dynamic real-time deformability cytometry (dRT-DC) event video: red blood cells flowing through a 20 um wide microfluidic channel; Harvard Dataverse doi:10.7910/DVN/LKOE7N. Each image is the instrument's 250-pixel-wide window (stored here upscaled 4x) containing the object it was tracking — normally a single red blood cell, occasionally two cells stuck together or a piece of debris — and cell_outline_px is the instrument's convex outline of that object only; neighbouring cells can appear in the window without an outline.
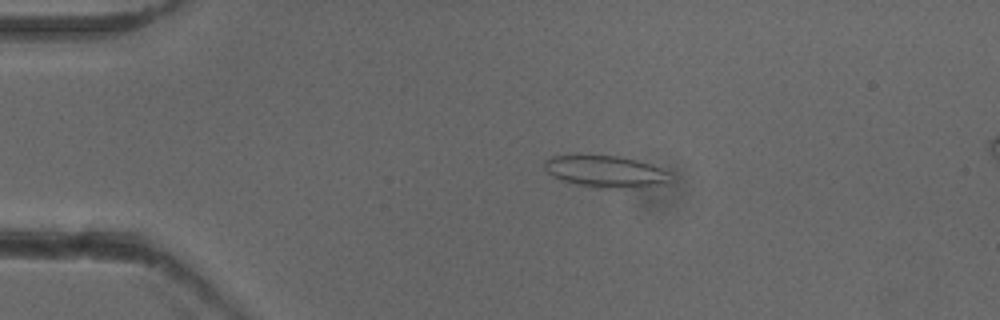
{"species": "common noctule bat (a hibernating species)", "species_latin": "Nyctalus noctula", "temperature_condition": "cold", "stored_images_in_passage": 51, "camera_frame_rate_fps": 3000, "um_per_image_px": 0.085, "animal": {"sex": "female"}, "frame": {"image": 1, "passage_image": 10, "time_ms": 3.0, "image_size_px": [1000, 320], "cell_outline_px": [[668, 184], [644, 188], [596, 188], [576, 184], [560, 180], [552, 176], [544, 168], [544, 160], [552, 156], [616, 156], [636, 160], [652, 164], [668, 172]], "centroid_in_image_um": [51.49, 14.61], "position_along_channel_um": 33.5, "area_um2": 23.35}}
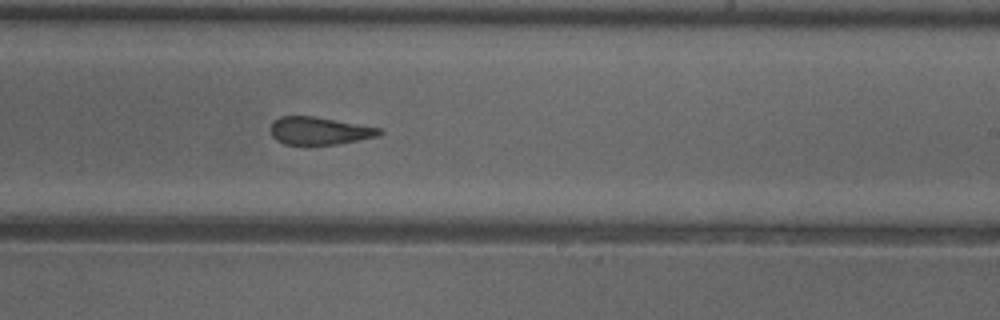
{"frame": {"image": 2, "passage_image": 31, "time_ms": 10.0, "image_size_px": [1000, 320], "cell_outline_px": [[384, 132], [380, 136], [340, 144], [284, 144], [276, 140], [272, 136], [268, 128], [272, 120], [280, 116], [312, 116], [380, 128]], "centroid_in_image_um": [27.11, 11.12], "position_along_channel_um": 261.9, "area_um2": 17.69}}
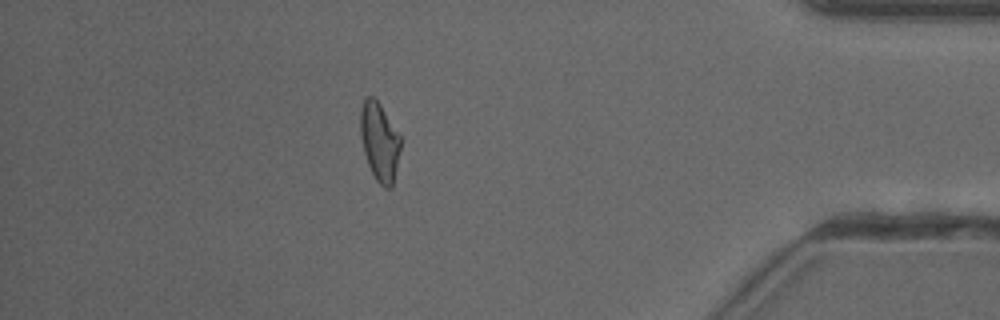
{"frame": {"image": 3, "passage_image": 45, "time_ms": 14.667, "image_size_px": [1000, 320], "cell_outline_px": [[400, 148], [392, 188], [384, 188], [376, 180], [368, 164], [364, 152], [360, 136], [360, 112], [364, 96], [372, 96], [380, 104], [400, 136]], "centroid_in_image_um": [32.24, 12.03], "position_along_channel_um": 403.0, "area_um2": 18.21}, "authors_computed_cell_mechanics": {"area_um2": 19.3052, "velocity_mm_per_s": 3.9347, "shape_relaxation_time_tau1_ms": null, "shape_relaxation_time_tau2_ms": 1.7408, "deformation_change_tau1": null, "deformation_change_tau2": 0.1127}}